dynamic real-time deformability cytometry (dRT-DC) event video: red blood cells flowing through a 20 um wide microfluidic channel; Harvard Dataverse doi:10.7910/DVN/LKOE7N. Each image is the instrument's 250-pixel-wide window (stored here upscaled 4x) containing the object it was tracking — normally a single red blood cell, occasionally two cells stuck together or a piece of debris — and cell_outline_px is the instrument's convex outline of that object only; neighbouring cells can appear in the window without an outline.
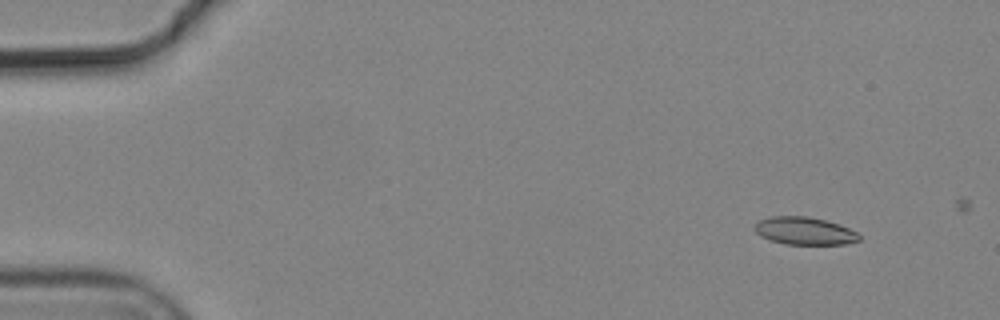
{"species": "common noctule bat (a hibernating species)", "species_latin": "Nyctalus noctula", "temperature_condition": "cold", "stored_images_in_passage": 5, "camera_frame_rate_fps": 3000, "um_per_image_px": 0.085, "animal": {"sex": "male", "body_mass_g": 19.2, "forearm_length_mm": 51.8}, "frame": {"image": 1, "passage_image": 2, "time_ms": 0.333, "image_size_px": [1000, 320], "cell_outline_px": [[860, 240], [844, 244], [784, 244], [760, 236], [752, 228], [760, 220], [772, 216], [808, 216], [840, 224], [856, 232], [860, 236]], "centroid_in_image_um": [68.37, 19.62], "position_along_channel_um": 16.6, "area_um2": 16.76}}